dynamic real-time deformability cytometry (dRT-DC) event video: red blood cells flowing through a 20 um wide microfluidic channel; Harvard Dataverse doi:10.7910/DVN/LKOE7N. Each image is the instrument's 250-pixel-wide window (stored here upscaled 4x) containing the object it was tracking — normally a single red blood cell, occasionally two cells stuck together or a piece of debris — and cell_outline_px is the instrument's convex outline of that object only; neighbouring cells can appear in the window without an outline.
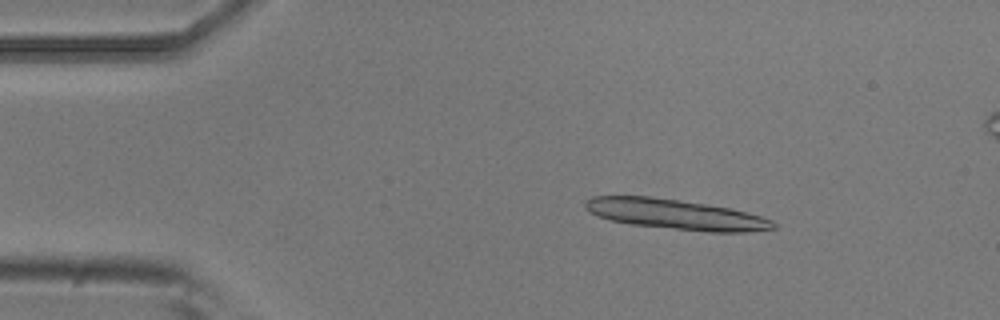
{"species": "common noctule bat (a hibernating species)", "species_latin": "Nyctalus noctula", "temperature_condition": "room temperature", "stored_images_in_passage": 6, "camera_frame_rate_fps": 3000, "um_per_image_px": 0.085, "animal": {"sex": "male", "body_mass_g": 20.5, "forearm_length_mm": 52.5}, "frame": {"image": 1, "passage_image": 3, "time_ms": 0.667, "image_size_px": [1000, 320], "cell_outline_px": [[776, 228], [744, 232], [708, 232], [632, 224], [612, 220], [588, 212], [584, 208], [584, 200], [592, 196], [648, 196], [704, 204], [728, 208], [760, 216], [772, 220], [776, 224]], "centroid_in_image_um": [57.39, 18.22], "position_along_channel_um": 27.6, "area_um2": 32.6}}